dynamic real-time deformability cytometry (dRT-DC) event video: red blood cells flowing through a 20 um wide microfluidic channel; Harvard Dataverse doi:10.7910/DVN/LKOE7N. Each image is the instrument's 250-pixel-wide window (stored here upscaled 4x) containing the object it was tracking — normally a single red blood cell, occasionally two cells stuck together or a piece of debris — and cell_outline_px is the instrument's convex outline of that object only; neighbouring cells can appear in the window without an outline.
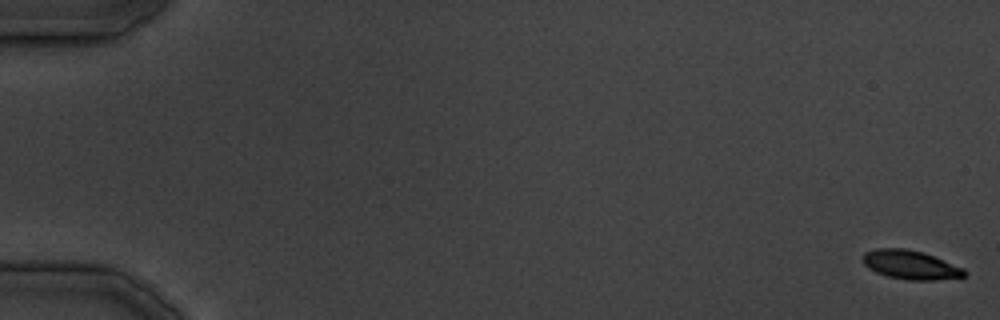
{"species": "common noctule bat (a hibernating species)", "species_latin": "Nyctalus noctula", "temperature_condition": "cold", "stored_images_in_passage": 28, "camera_frame_rate_fps": 3000, "um_per_image_px": 0.085, "animal": {"sex": "male", "body_mass_g": 19.5, "forearm_length_mm": 54.6}, "frame": {"image": 1, "passage_image": 1, "time_ms": 0.0, "image_size_px": [1000, 320], "cell_outline_px": [[968, 276], [932, 280], [912, 280], [888, 276], [876, 272], [868, 268], [860, 260], [860, 256], [864, 252], [876, 248], [904, 248], [924, 252], [964, 268], [968, 272]], "centroid_in_image_um": [77.38, 22.49], "position_along_channel_um": 7.6, "area_um2": 17.34}}
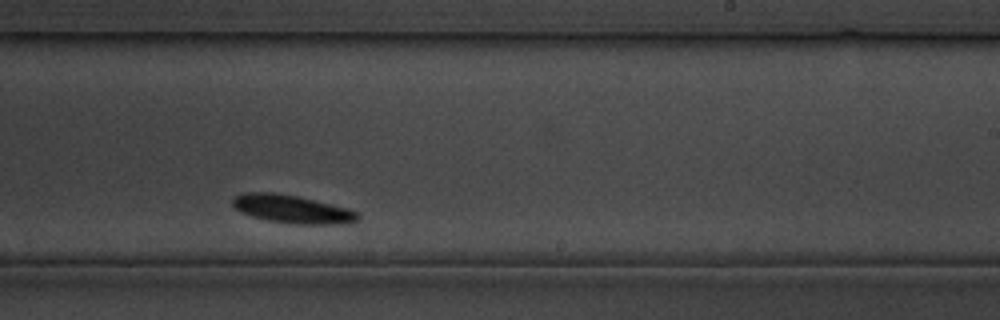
{"frame": {"image": 2, "passage_image": 20, "time_ms": 23.333, "image_size_px": [1000, 320], "cell_outline_px": [[360, 216], [356, 220], [348, 224], [296, 224], [268, 220], [252, 216], [240, 212], [232, 204], [232, 200], [236, 196], [244, 192], [272, 192], [296, 196], [348, 208], [356, 212]], "centroid_in_image_um": [24.83, 17.78], "position_along_channel_um": 264.2, "area_um2": 20.35}}